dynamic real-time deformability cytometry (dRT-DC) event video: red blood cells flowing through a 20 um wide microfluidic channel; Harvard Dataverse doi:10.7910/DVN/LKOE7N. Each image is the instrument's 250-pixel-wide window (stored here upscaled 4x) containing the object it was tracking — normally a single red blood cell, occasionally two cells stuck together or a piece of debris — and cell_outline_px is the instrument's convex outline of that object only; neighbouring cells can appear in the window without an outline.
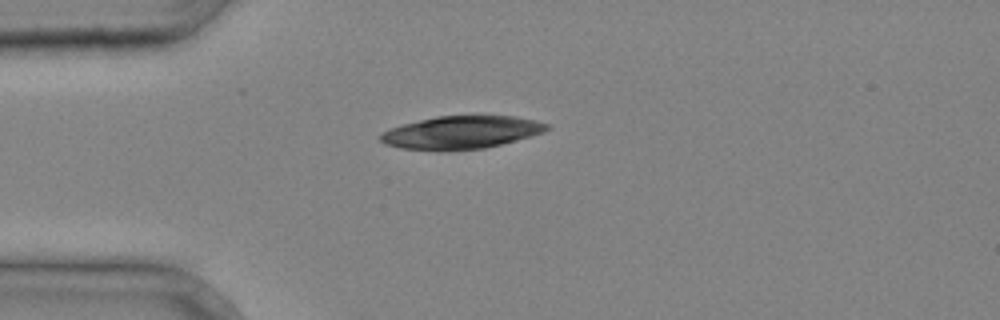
{"species": "common noctule bat (a hibernating species)", "species_latin": "Nyctalus noctula", "temperature_condition": "cold", "stored_images_in_passage": 1, "camera_frame_rate_fps": 3000, "um_per_image_px": 0.085, "animal": {"sex": "male", "body_mass_g": 20.4}, "frame": {"image": 1, "passage_image": 1, "time_ms": 0.0, "image_size_px": [1000, 320], "cell_outline_px": [[552, 128], [544, 132], [532, 136], [484, 148], [448, 152], [440, 152], [400, 148], [384, 144], [380, 140], [380, 136], [388, 128], [436, 116], [476, 112], [516, 116], [536, 120], [552, 124]], "centroid_in_image_um": [39.27, 11.22], "position_along_channel_um": 45.7, "area_um2": 33.52}}